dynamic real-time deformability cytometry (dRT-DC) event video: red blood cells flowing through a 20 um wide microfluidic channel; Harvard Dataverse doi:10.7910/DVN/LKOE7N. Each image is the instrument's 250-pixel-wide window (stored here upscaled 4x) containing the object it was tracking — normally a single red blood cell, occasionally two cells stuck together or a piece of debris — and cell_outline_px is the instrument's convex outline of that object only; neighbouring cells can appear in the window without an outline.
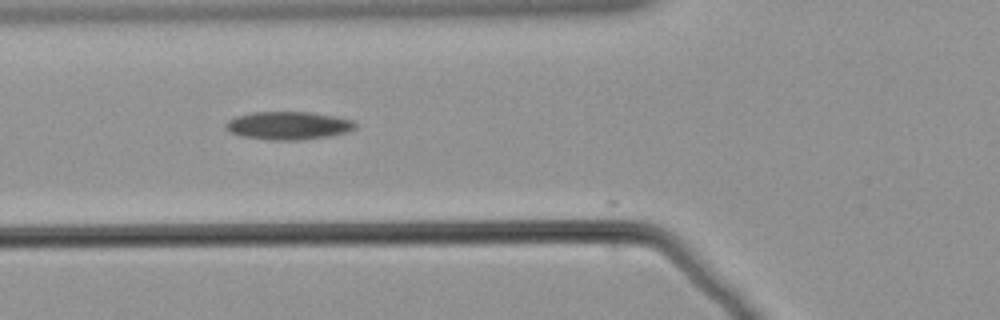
{"species": "common noctule bat (a hibernating species)", "species_latin": "Nyctalus noctula", "temperature_condition": "warm", "stored_images_in_passage": 4, "camera_frame_rate_fps": 3000, "um_per_image_px": 0.085, "animal": {"sex": "male", "body_mass_g": 21.5, "forearm_length_mm": 52.0}, "frame": {"image": 1, "passage_image": 2, "time_ms": 0.333, "image_size_px": [1000, 320], "cell_outline_px": [[356, 128], [348, 132], [328, 136], [304, 140], [268, 140], [244, 136], [232, 132], [224, 128], [224, 124], [228, 120], [236, 116], [252, 112], [308, 112], [336, 116], [352, 120], [356, 124]], "centroid_in_image_um": [24.51, 10.67], "position_along_channel_um": 101.3, "area_um2": 21.21}}